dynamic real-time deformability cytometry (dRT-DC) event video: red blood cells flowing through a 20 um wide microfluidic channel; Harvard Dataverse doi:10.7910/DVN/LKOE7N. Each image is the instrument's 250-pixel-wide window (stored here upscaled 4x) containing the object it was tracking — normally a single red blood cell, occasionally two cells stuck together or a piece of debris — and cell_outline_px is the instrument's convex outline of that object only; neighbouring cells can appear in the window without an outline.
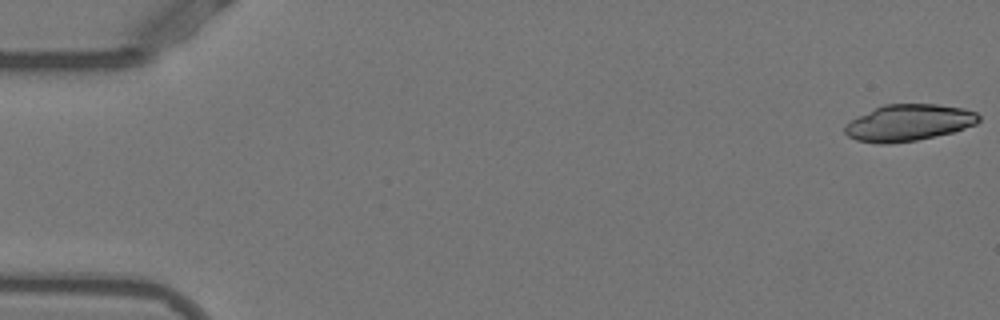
{"species": "Egyptian fruit bat (a non-hibernating species)", "species_latin": "Rousettus aegyptiacus", "temperature_condition": "warm", "stored_images_in_passage": 52, "camera_frame_rate_fps": 3000, "um_per_image_px": 0.085, "animal": {"sex": "female"}, "frame": {"image": 1, "passage_image": 1, "time_ms": 0.0, "image_size_px": [1000, 320], "cell_outline_px": [[980, 120], [976, 124], [952, 132], [916, 140], [888, 144], [880, 144], [856, 140], [848, 136], [844, 132], [844, 124], [884, 104], [936, 104], [964, 108], [976, 112], [980, 116]], "centroid_in_image_um": [77.25, 10.43], "position_along_channel_um": 7.8, "area_um2": 28.32}}
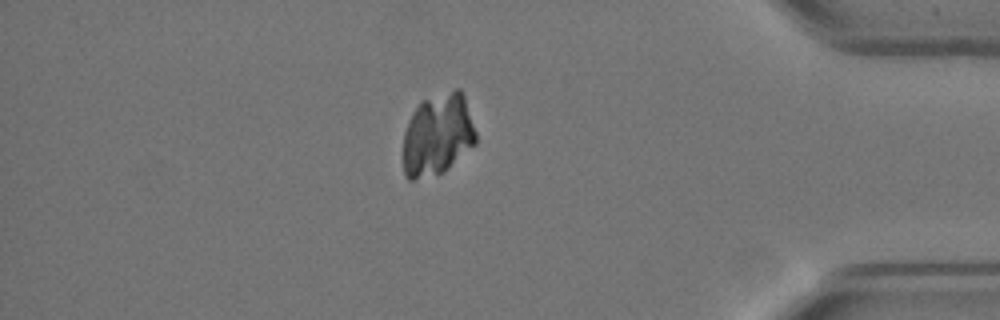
{"frame": {"image": 2, "passage_image": 45, "time_ms": 14.667, "image_size_px": [1000, 320], "cell_outline_px": [[476, 144], [448, 168], [440, 172], [412, 180], [408, 180], [404, 176], [404, 132], [408, 120], [412, 112], [420, 100], [456, 88], [460, 88], [464, 96], [476, 132]], "centroid_in_image_um": [37.19, 11.42], "position_along_channel_um": 398.0, "area_um2": 34.68}}
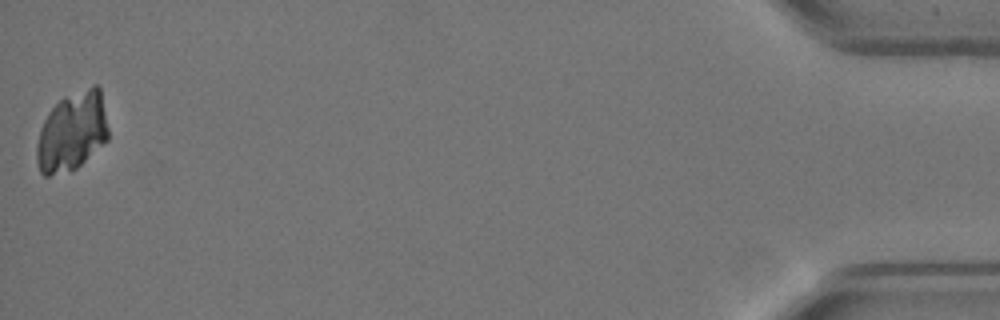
{"frame": {"image": 3, "passage_image": 52, "time_ms": 17.0, "image_size_px": [1000, 320], "cell_outline_px": [[108, 140], [72, 172], [48, 176], [44, 176], [40, 172], [36, 160], [36, 148], [40, 128], [48, 112], [64, 96], [92, 84], [96, 84], [100, 88], [108, 128]], "centroid_in_image_um": [6.12, 11.2], "position_along_channel_um": 429.1, "area_um2": 33.35}}